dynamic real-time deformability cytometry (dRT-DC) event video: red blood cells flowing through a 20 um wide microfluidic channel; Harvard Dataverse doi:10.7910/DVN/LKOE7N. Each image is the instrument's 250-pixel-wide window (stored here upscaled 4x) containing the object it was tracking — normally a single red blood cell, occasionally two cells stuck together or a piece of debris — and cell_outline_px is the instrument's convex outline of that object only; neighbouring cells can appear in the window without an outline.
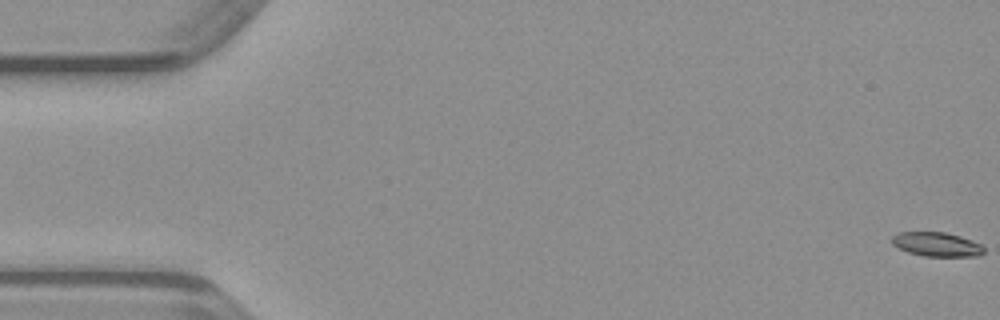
{"species": "common noctule bat (a hibernating species)", "species_latin": "Nyctalus noctula", "temperature_condition": "warm", "stored_images_in_passage": 9, "camera_frame_rate_fps": 3000, "um_per_image_px": 0.085, "animal": {"sex": "male", "body_mass_g": 23.1, "forearm_length_mm": 52.7}, "frame": {"image": 1, "passage_image": 1, "time_ms": 0.0, "image_size_px": [1000, 320], "cell_outline_px": [[984, 252], [980, 256], [924, 256], [908, 252], [892, 244], [892, 236], [896, 232], [944, 232], [960, 236], [972, 240], [980, 244], [984, 248]], "centroid_in_image_um": [79.62, 20.76], "position_along_channel_um": 5.4, "area_um2": 12.95}}